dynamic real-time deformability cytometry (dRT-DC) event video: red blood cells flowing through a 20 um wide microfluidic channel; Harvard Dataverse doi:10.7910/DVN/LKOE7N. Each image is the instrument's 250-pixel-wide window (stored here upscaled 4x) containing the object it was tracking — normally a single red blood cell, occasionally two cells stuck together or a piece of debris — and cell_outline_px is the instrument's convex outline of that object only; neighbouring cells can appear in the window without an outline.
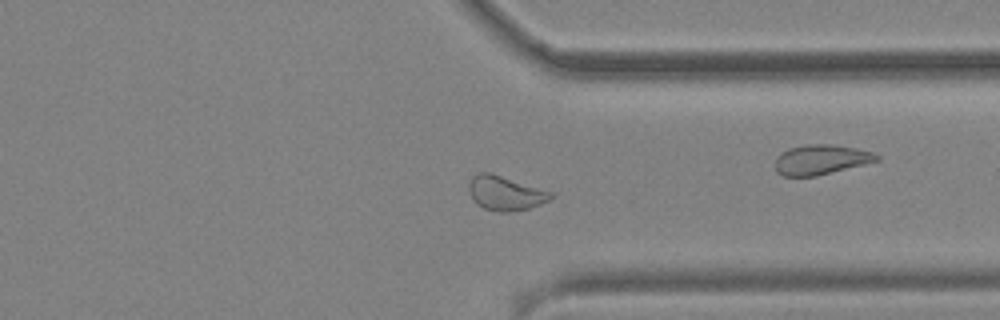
{"species": "common noctule bat (a hibernating species)", "species_latin": "Nyctalus noctula", "temperature_condition": "cold", "stored_images_in_passage": 51, "camera_frame_rate_fps": 3000, "um_per_image_px": 0.085, "animal": {"sex": "male", "body_mass_g": 19.2, "forearm_length_mm": 51.8}, "frame": {"image": 1, "passage_image": 38, "time_ms": 12.333, "image_size_px": [1000, 320], "cell_outline_px": [[556, 196], [540, 204], [528, 208], [508, 212], [500, 212], [484, 208], [476, 204], [472, 200], [468, 188], [468, 184], [472, 176], [480, 172], [492, 172], [552, 192]], "centroid_in_image_um": [42.93, 16.4], "position_along_channel_um": 368.5, "area_um2": 16.53}}
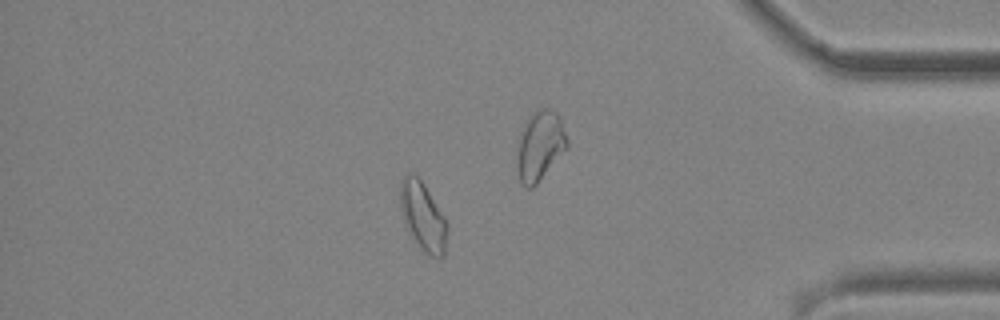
{"frame": {"image": 2, "passage_image": 43, "time_ms": 14.0, "image_size_px": [1000, 320], "cell_outline_px": [[448, 232], [444, 256], [432, 256], [424, 252], [420, 248], [404, 224], [400, 208], [400, 180], [404, 176], [412, 172], [424, 184], [444, 216], [448, 224]], "centroid_in_image_um": [35.94, 18.39], "position_along_channel_um": 399.3, "area_um2": 18.79}}